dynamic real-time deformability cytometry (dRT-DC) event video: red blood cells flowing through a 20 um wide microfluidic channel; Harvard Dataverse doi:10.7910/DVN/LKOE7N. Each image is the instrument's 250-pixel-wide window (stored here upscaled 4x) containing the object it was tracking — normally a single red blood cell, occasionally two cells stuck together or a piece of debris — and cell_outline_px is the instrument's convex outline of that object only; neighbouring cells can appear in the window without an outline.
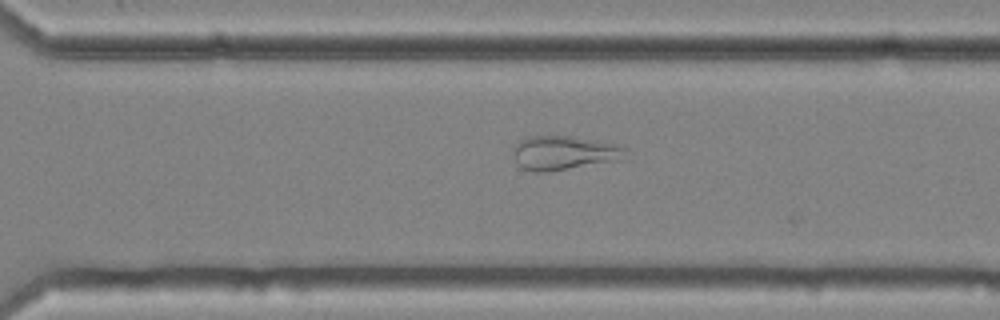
{"species": "common noctule bat (a hibernating species)", "species_latin": "Nyctalus noctula", "temperature_condition": "cold", "stored_images_in_passage": 44, "camera_frame_rate_fps": 3000, "um_per_image_px": 0.085, "animal": {"sex": "female", "body_mass_g": 25.1}, "frame": {"image": 1, "passage_image": 32, "time_ms": 10.333, "image_size_px": [1000, 320], "cell_outline_px": [[628, 148], [624, 160], [548, 172], [536, 172], [524, 168], [516, 164], [512, 156], [512, 148], [520, 140], [528, 136], [568, 136], [596, 140], [620, 144]], "centroid_in_image_um": [47.98, 13.0], "position_along_channel_um": 322.6, "area_um2": 22.89}}
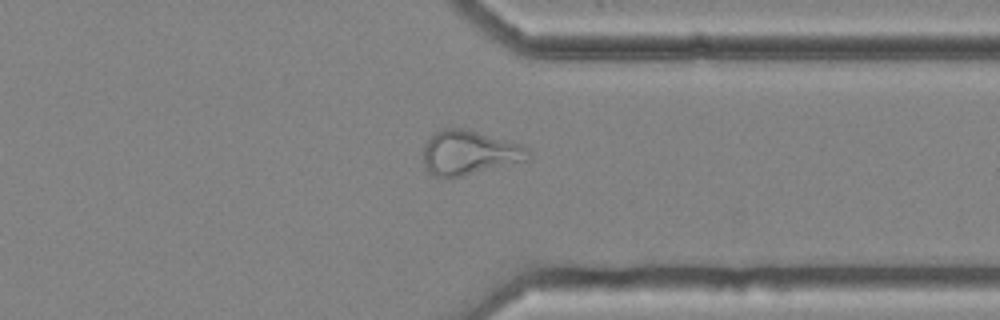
{"frame": {"image": 2, "passage_image": 36, "time_ms": 11.667, "image_size_px": [1000, 320], "cell_outline_px": [[532, 152], [528, 160], [452, 180], [444, 180], [428, 172], [424, 168], [424, 144], [436, 132], [444, 128], [460, 128], [476, 132], [520, 144], [528, 148]], "centroid_in_image_um": [39.87, 13.05], "position_along_channel_um": 371.5, "area_um2": 27.57}}
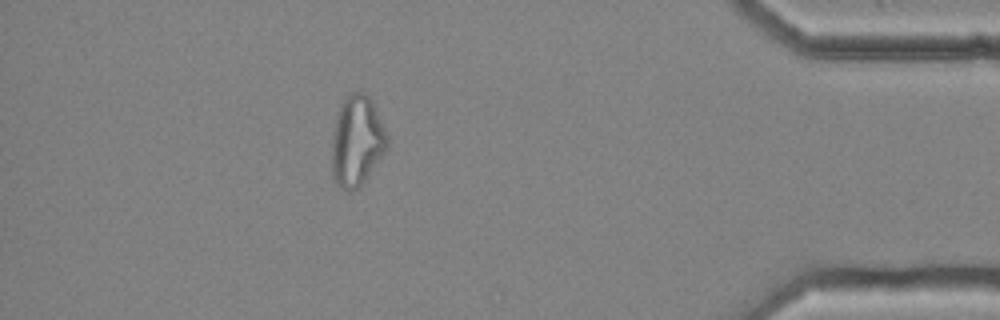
{"frame": {"image": 3, "passage_image": 42, "time_ms": 13.667, "image_size_px": [1000, 320], "cell_outline_px": [[388, 148], [364, 180], [356, 188], [348, 192], [340, 188], [332, 180], [332, 132], [340, 104], [352, 92], [364, 92], [368, 96], [388, 136]], "centroid_in_image_um": [30.3, 12.02], "position_along_channel_um": 404.9, "area_um2": 28.9}}